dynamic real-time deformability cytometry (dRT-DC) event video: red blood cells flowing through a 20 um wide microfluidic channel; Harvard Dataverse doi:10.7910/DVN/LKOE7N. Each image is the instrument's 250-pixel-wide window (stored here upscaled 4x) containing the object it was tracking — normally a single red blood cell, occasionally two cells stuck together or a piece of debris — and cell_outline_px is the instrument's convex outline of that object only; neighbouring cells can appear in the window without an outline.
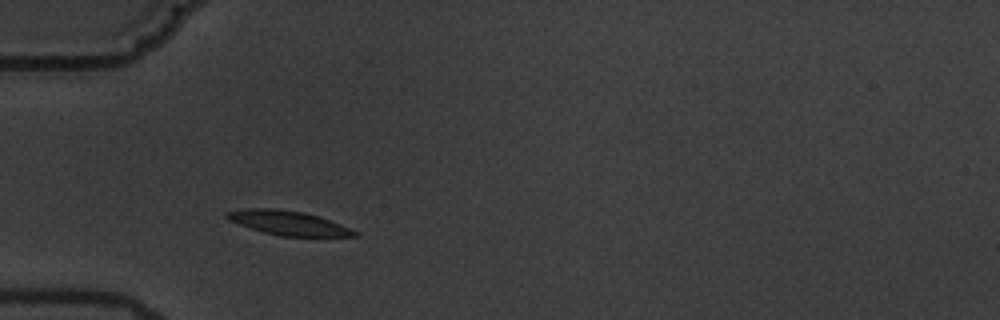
{"species": "common noctule bat (a hibernating species)", "species_latin": "Nyctalus noctula", "temperature_condition": "warm", "stored_images_in_passage": 2, "camera_frame_rate_fps": 3000, "um_per_image_px": 0.085, "animal": {"sex": "male", "body_mass_g": 19.5, "forearm_length_mm": 54.6}, "frame": {"image": 1, "passage_image": 2, "time_ms": 1.333, "image_size_px": [1000, 320], "cell_outline_px": [[360, 236], [280, 236], [264, 232], [228, 220], [224, 216], [224, 212], [252, 208], [276, 208], [304, 212], [320, 216], [360, 232]], "centroid_in_image_um": [24.53, 18.94], "position_along_channel_um": 60.5, "area_um2": 18.03}}